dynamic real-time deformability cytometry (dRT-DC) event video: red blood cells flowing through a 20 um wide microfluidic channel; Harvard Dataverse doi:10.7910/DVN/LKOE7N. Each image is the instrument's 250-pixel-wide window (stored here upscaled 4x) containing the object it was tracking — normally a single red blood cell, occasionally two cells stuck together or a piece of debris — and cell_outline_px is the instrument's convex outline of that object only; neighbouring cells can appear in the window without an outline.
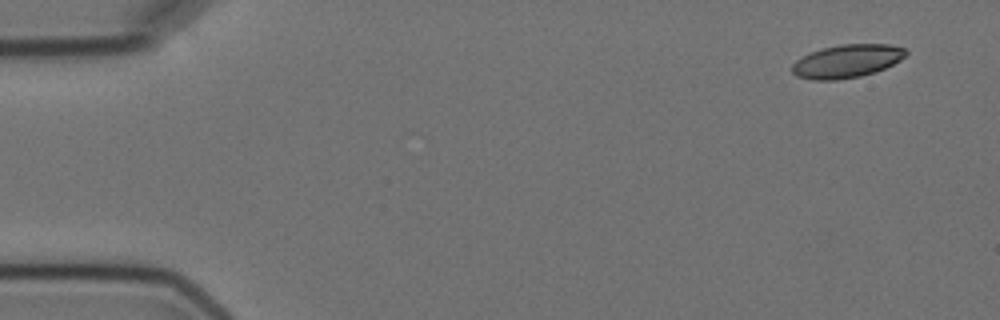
{"species": "Egyptian fruit bat (a non-hibernating species)", "species_latin": "Rousettus aegyptiacus", "temperature_condition": "cold", "stored_images_in_passage": 4, "camera_frame_rate_fps": 3000, "um_per_image_px": 0.085, "animal": {"sex": "female"}, "frame": {"image": 1, "passage_image": 1, "time_ms": 0.0, "image_size_px": [1000, 320], "cell_outline_px": [[908, 52], [900, 60], [876, 72], [860, 76], [836, 80], [812, 80], [796, 76], [792, 72], [792, 64], [796, 60], [812, 52], [824, 48], [840, 44], [888, 44], [904, 48]], "centroid_in_image_um": [71.98, 5.2], "position_along_channel_um": 13.0, "area_um2": 21.85}}
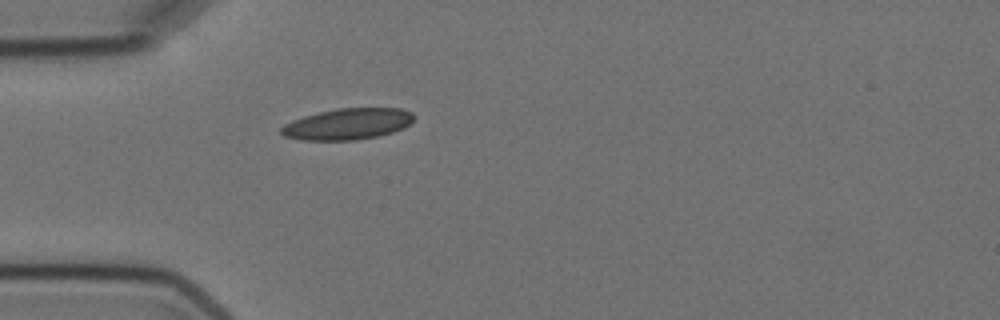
{"frame": {"image": 2, "passage_image": 4, "time_ms": 4.333, "image_size_px": [1000, 320], "cell_outline_px": [[416, 116], [404, 128], [392, 132], [376, 136], [356, 140], [300, 140], [284, 136], [280, 132], [280, 128], [284, 124], [292, 120], [304, 116], [336, 108], [400, 108], [412, 112]], "centroid_in_image_um": [29.54, 10.54], "position_along_channel_um": 55.5, "area_um2": 24.16}}